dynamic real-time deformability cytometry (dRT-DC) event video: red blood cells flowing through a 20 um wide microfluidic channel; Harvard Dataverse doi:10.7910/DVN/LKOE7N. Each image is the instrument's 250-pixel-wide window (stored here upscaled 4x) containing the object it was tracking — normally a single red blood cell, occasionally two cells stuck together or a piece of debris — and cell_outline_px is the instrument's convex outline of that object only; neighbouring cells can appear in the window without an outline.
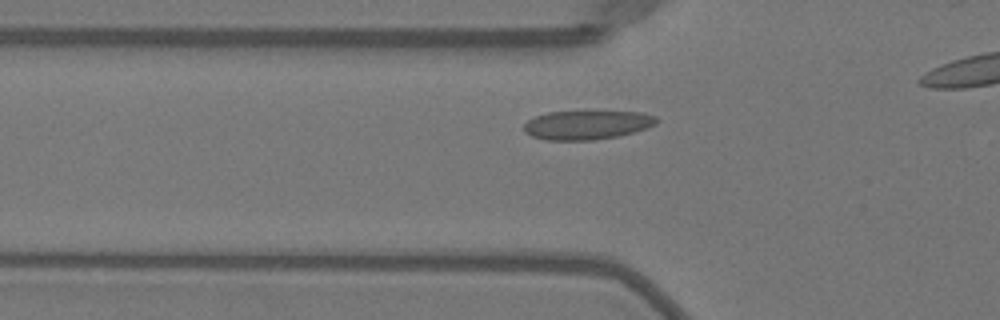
{"species": "Egyptian fruit bat (a non-hibernating species)", "species_latin": "Rousettus aegyptiacus", "temperature_condition": "warm", "stored_images_in_passage": 35, "camera_frame_rate_fps": 3000, "um_per_image_px": 0.085, "animal": {"sex": "female"}, "frame": {"image": 1, "passage_image": 10, "time_ms": 3.0, "image_size_px": [1000, 320], "cell_outline_px": [[660, 120], [656, 124], [648, 128], [616, 136], [592, 140], [544, 140], [532, 136], [524, 132], [524, 124], [528, 120], [536, 116], [548, 112], [640, 112], [656, 116]], "centroid_in_image_um": [49.89, 10.62], "position_along_channel_um": 75.9, "area_um2": 22.25}}
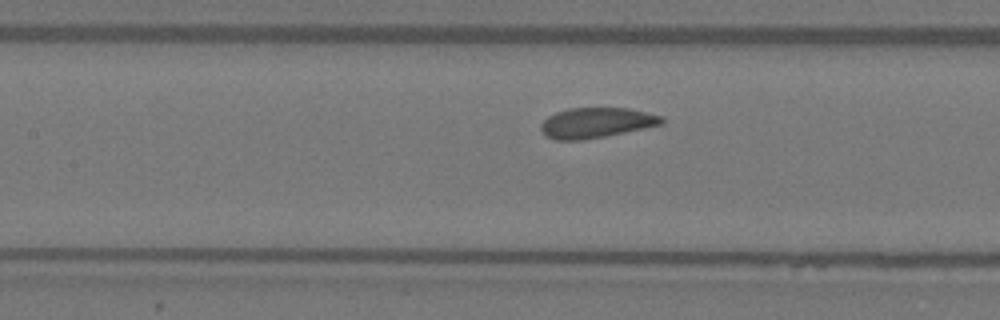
{"frame": {"image": 2, "passage_image": 16, "time_ms": 5.0, "image_size_px": [1000, 320], "cell_outline_px": [[664, 124], [584, 140], [556, 140], [544, 136], [540, 128], [540, 124], [548, 116], [556, 112], [568, 108], [628, 108], [664, 116]], "centroid_in_image_um": [50.67, 10.43], "position_along_channel_um": 156.7, "area_um2": 21.39}}
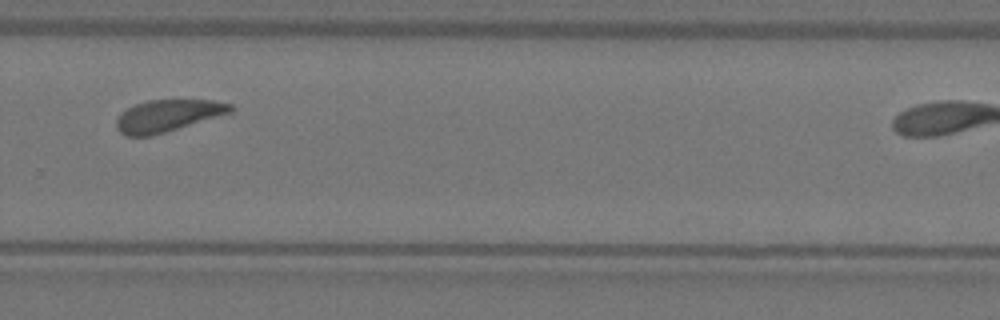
{"frame": {"image": 3, "passage_image": 28, "time_ms": 9.0, "image_size_px": [1000, 320], "cell_outline_px": [[236, 108], [232, 112], [152, 136], [128, 136], [120, 132], [116, 128], [116, 120], [128, 108], [136, 104], [148, 100], [212, 100], [232, 104]], "centroid_in_image_um": [14.29, 9.83], "position_along_channel_um": 315.5, "area_um2": 21.04}}